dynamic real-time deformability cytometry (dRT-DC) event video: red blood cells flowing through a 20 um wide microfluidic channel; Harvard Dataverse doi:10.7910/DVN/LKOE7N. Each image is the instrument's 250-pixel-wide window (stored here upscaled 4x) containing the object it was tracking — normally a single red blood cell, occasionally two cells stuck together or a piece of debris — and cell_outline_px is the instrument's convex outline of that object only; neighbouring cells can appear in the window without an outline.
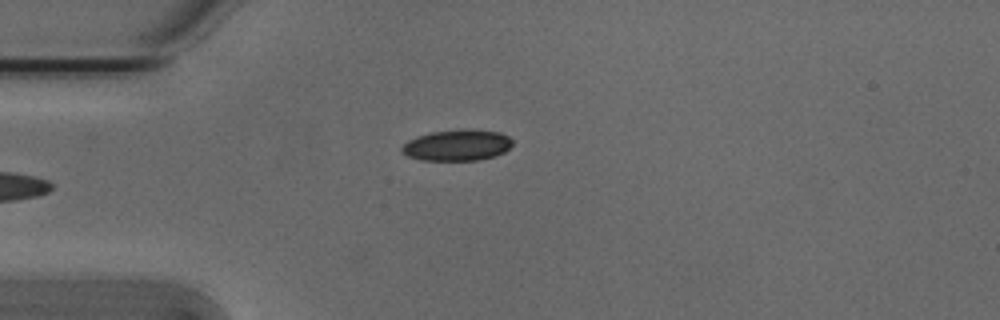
{"species": "Egyptian fruit bat (a non-hibernating species)", "species_latin": "Rousettus aegyptiacus", "temperature_condition": "cold", "stored_images_in_passage": 35, "camera_frame_rate_fps": 3000, "um_per_image_px": 0.085, "animal": {"sex": "male"}, "frame": {"image": 1, "passage_image": 1, "time_ms": 0.0, "image_size_px": [1000, 320], "cell_outline_px": [[512, 144], [504, 152], [492, 156], [476, 160], [420, 160], [408, 156], [400, 152], [400, 148], [408, 140], [416, 136], [432, 132], [460, 128], [464, 128], [500, 132], [508, 136], [512, 140]], "centroid_in_image_um": [38.82, 12.32], "position_along_channel_um": 46.2, "area_um2": 20.17}}
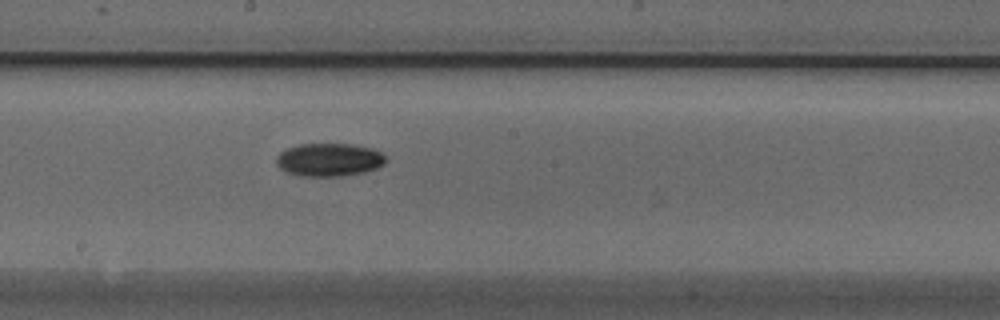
{"frame": {"image": 2, "passage_image": 16, "time_ms": 5.0, "image_size_px": [1000, 320], "cell_outline_px": [[388, 160], [384, 164], [376, 168], [364, 172], [340, 176], [304, 176], [288, 172], [280, 168], [276, 164], [276, 156], [280, 152], [288, 148], [300, 144], [352, 144], [372, 148], [380, 152]], "centroid_in_image_um": [27.98, 13.57], "position_along_channel_um": 220.2, "area_um2": 21.04}}
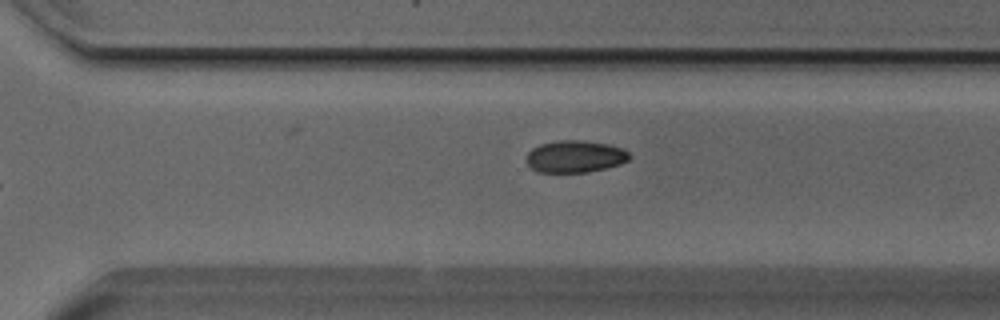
{"frame": {"image": 3, "passage_image": 24, "time_ms": 7.667, "image_size_px": [1000, 320], "cell_outline_px": [[632, 156], [628, 160], [620, 164], [588, 172], [536, 172], [524, 160], [528, 152], [532, 148], [540, 144], [556, 140], [584, 140], [608, 144], [624, 148]], "centroid_in_image_um": [48.87, 13.29], "position_along_channel_um": 321.7, "area_um2": 19.48}, "authors_computed_cell_mechanics": {"area_um2": 20.8658, "velocity_mm_per_s": 3.8146, "shape_relaxation_time_tau1_ms": 1.9596, "shape_relaxation_time_tau2_ms": null, "deformation_change_tau1": 0.0593, "deformation_change_tau2": null}}